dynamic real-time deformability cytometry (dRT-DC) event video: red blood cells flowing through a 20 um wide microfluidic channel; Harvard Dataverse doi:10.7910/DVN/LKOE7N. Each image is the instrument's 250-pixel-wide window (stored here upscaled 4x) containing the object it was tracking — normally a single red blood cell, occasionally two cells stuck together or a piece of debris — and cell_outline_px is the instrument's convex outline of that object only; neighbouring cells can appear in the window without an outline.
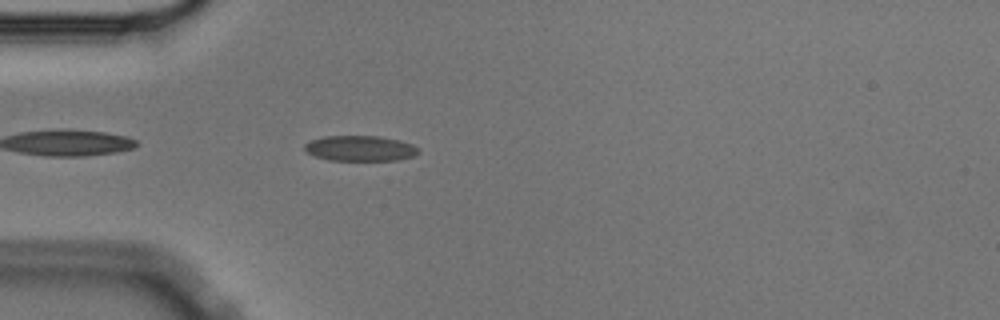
{"species": "Egyptian fruit bat (a non-hibernating species)", "species_latin": "Rousettus aegyptiacus", "temperature_condition": "cold", "stored_images_in_passage": 43, "camera_frame_rate_fps": 3000, "um_per_image_px": 0.085, "animal": {"sex": "male"}, "frame": {"image": 1, "passage_image": 3, "time_ms": 0.667, "image_size_px": [1000, 320], "cell_outline_px": [[420, 152], [416, 156], [396, 160], [328, 160], [316, 156], [308, 152], [304, 148], [304, 144], [312, 140], [324, 136], [380, 136], [400, 140], [412, 144], [420, 148]], "centroid_in_image_um": [30.67, 12.61], "position_along_channel_um": 54.3, "area_um2": 16.94}}
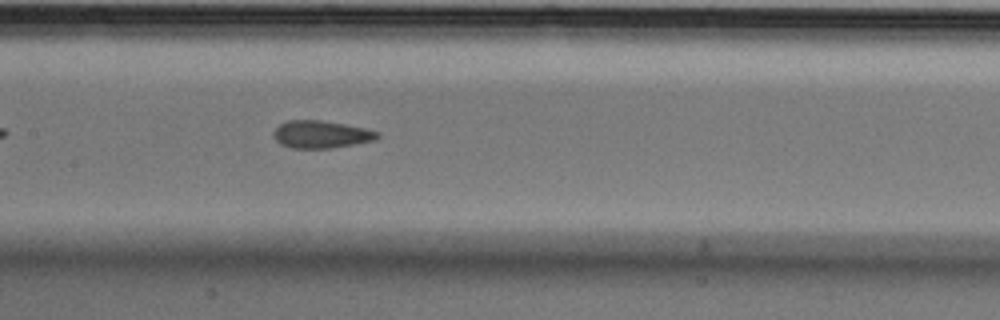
{"frame": {"image": 2, "passage_image": 14, "time_ms": 4.333, "image_size_px": [1000, 320], "cell_outline_px": [[380, 136], [376, 140], [332, 148], [292, 148], [280, 144], [272, 136], [272, 132], [280, 124], [288, 120], [320, 120], [344, 124], [364, 128], [380, 132]], "centroid_in_image_um": [27.29, 11.42], "position_along_channel_um": 180.1, "area_um2": 16.7}}
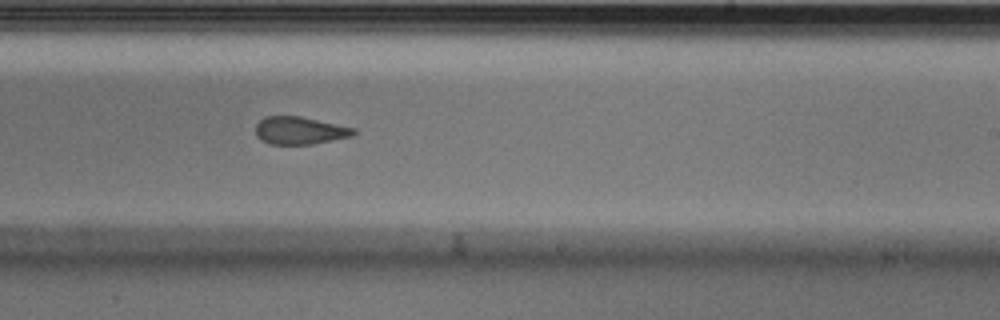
{"frame": {"image": 3, "passage_image": 21, "time_ms": 6.667, "image_size_px": [1000, 320], "cell_outline_px": [[356, 132], [352, 136], [312, 144], [268, 144], [260, 140], [256, 136], [256, 124], [260, 120], [268, 116], [300, 116], [356, 128]], "centroid_in_image_um": [25.47, 11.1], "position_along_channel_um": 263.5, "area_um2": 15.78}, "authors_computed_cell_mechanics": {"area_um2": 16.9932, "velocity_mm_per_s": 3.5904, "shape_relaxation_time_tau1_ms": null, "shape_relaxation_time_tau2_ms": 2.2586, "deformation_change_tau1": null, "deformation_change_tau2": 0.0706}}